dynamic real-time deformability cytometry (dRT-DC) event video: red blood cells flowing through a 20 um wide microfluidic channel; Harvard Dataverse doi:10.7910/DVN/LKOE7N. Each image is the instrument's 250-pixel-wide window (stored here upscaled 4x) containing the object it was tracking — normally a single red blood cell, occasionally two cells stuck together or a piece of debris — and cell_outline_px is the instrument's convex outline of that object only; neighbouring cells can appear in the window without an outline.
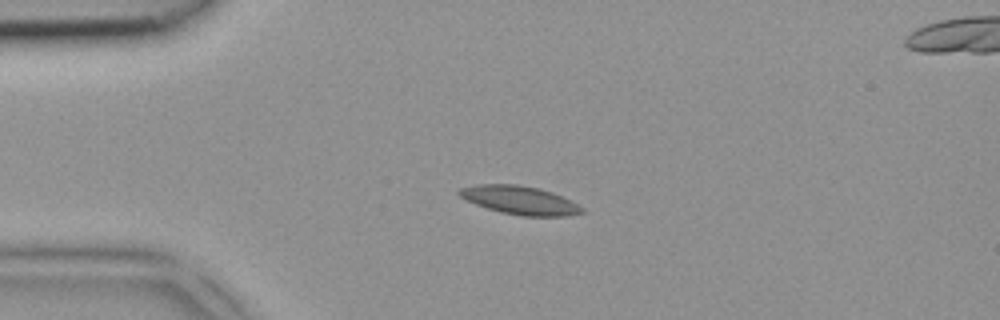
{"species": "common noctule bat (a hibernating species)", "species_latin": "Nyctalus noctula", "temperature_condition": "room temperature", "stored_images_in_passage": 6, "camera_frame_rate_fps": 3000, "um_per_image_px": 0.085, "animal": {"sex": "female", "body_mass_g": 18.4}, "frame": {"image": 1, "passage_image": 4, "time_ms": 1.0, "image_size_px": [1000, 320], "cell_outline_px": [[584, 212], [564, 216], [524, 216], [500, 212], [476, 204], [460, 196], [456, 192], [460, 188], [476, 184], [516, 184], [540, 188], [552, 192], [584, 208]], "centroid_in_image_um": [44.16, 17.01], "position_along_channel_um": 40.8, "area_um2": 20.11}}